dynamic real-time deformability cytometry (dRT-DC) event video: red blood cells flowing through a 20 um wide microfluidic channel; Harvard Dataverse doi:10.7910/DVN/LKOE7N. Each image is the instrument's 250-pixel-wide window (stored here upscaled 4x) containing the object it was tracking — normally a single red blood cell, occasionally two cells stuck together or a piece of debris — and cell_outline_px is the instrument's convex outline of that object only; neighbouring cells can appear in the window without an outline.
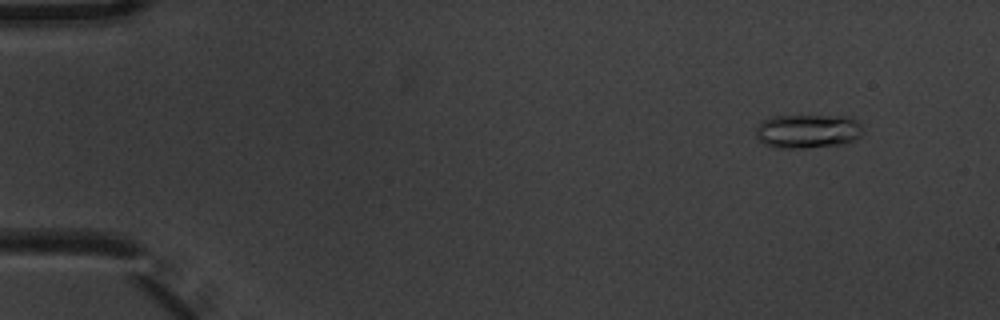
{"species": "common noctule bat (a hibernating species)", "species_latin": "Nyctalus noctula", "temperature_condition": "warm", "stored_images_in_passage": 6, "camera_frame_rate_fps": 3000, "um_per_image_px": 0.085, "animal": {"sex": "male", "body_mass_g": 20.1, "forearm_length_mm": 53.5}, "frame": {"image": 1, "passage_image": 2, "time_ms": 0.333, "image_size_px": [1000, 320], "cell_outline_px": [[860, 136], [844, 144], [808, 148], [776, 148], [764, 144], [756, 136], [756, 128], [764, 120], [772, 116], [844, 116], [860, 120]], "centroid_in_image_um": [68.65, 11.16], "position_along_channel_um": 16.4, "area_um2": 21.15}}